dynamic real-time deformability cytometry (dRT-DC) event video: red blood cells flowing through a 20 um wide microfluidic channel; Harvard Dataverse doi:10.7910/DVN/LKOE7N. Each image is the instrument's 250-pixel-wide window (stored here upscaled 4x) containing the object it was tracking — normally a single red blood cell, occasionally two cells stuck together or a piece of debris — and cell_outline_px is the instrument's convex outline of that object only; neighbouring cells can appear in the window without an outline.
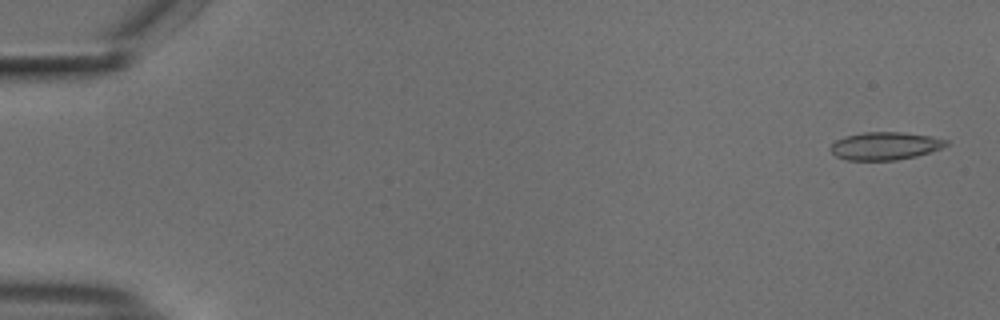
{"species": "common noctule bat (a hibernating species)", "species_latin": "Nyctalus noctula", "temperature_condition": "cold", "stored_images_in_passage": 13, "camera_frame_rate_fps": 3000, "um_per_image_px": 0.085, "animal": {"sex": "male", "body_mass_g": 18.8}, "frame": {"image": 1, "passage_image": 2, "time_ms": 0.333, "image_size_px": [1000, 320], "cell_outline_px": [[948, 144], [940, 148], [916, 156], [896, 160], [848, 160], [836, 156], [828, 148], [836, 140], [844, 136], [864, 132], [900, 132], [928, 136], [948, 140]], "centroid_in_image_um": [75.18, 12.4], "position_along_channel_um": 9.8, "area_um2": 18.55}}